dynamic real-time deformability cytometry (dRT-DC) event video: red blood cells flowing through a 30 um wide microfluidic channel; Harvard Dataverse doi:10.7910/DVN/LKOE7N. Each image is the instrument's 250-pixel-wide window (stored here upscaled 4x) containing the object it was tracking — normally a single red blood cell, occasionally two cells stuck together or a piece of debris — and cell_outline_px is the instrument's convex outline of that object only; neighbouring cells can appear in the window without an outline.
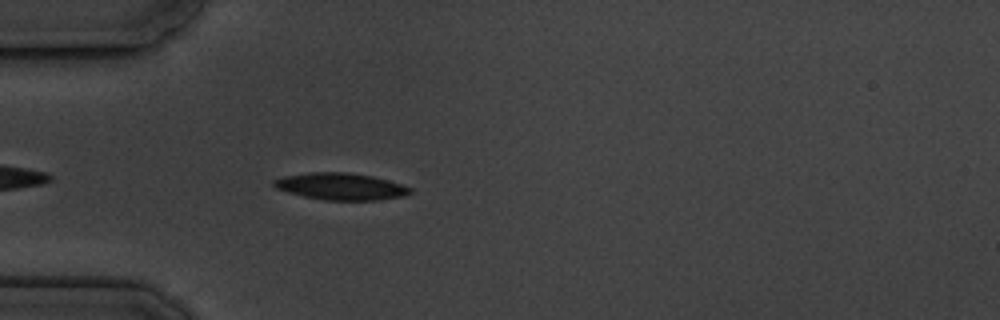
{"species": "common noctule bat (a hibernating species)", "species_latin": "Nyctalus noctula", "temperature_condition": "cold", "stored_images_in_passage": 4, "camera_frame_rate_fps": 3000, "um_per_image_px": 0.085, "animal": {"sex": "male", "body_mass_g": 19.5, "forearm_length_mm": 54.6}, "frame": {"image": 1, "passage_image": 4, "time_ms": 4.667, "image_size_px": [1000, 320], "cell_outline_px": [[412, 192], [404, 196], [376, 200], [324, 200], [304, 196], [288, 192], [276, 188], [272, 184], [272, 180], [284, 176], [308, 172], [344, 172], [372, 176], [388, 180], [412, 188]], "centroid_in_image_um": [28.95, 15.84], "position_along_channel_um": 56.1, "area_um2": 21.27}}